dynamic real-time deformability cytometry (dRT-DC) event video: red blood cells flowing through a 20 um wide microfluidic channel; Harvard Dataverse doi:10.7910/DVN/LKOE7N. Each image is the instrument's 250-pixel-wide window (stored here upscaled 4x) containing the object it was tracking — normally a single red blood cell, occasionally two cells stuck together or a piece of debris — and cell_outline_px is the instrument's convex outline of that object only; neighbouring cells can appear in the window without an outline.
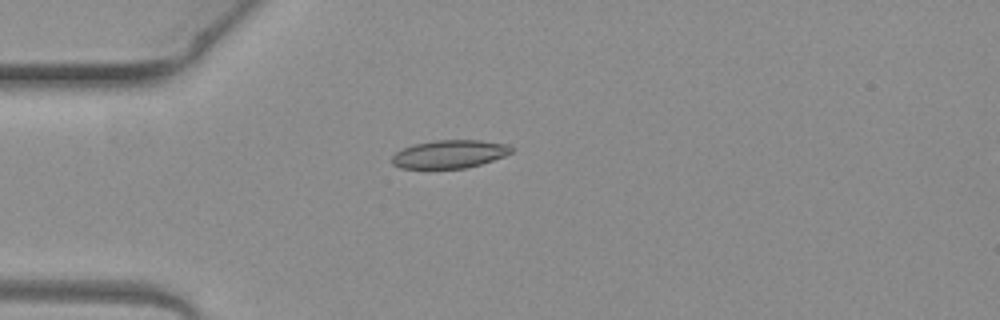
{"species": "common noctule bat (a hibernating species)", "species_latin": "Nyctalus noctula", "temperature_condition": "warm", "stored_images_in_passage": 2, "camera_frame_rate_fps": 3000, "um_per_image_px": 0.085, "animal": {"sex": "female", "body_mass_g": 19.3, "forearm_length_mm": 54.1}, "frame": {"image": 1, "passage_image": 1, "time_ms": 0.0, "image_size_px": [1000, 320], "cell_outline_px": [[512, 152], [504, 156], [480, 164], [464, 168], [400, 168], [392, 164], [392, 156], [396, 152], [412, 144], [436, 140], [480, 140], [508, 144], [512, 148]], "centroid_in_image_um": [38.2, 13.09], "position_along_channel_um": 46.8, "area_um2": 19.48}}